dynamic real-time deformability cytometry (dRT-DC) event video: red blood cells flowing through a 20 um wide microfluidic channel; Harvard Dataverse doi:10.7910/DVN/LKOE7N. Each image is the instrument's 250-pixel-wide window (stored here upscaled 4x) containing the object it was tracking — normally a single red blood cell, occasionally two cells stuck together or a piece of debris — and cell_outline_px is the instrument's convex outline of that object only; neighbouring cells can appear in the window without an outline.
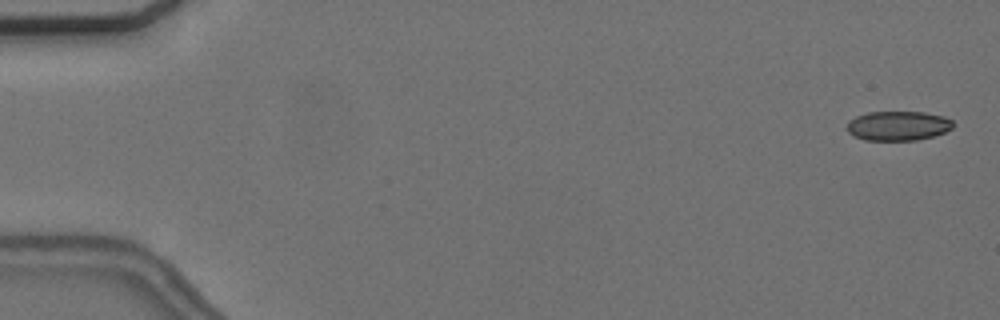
{"species": "common noctule bat (a hibernating species)", "species_latin": "Nyctalus noctula", "temperature_condition": "cold", "stored_images_in_passage": 6, "segment_of_instrument_passage": [2, 2], "camera_frame_rate_fps": 3000, "um_per_image_px": 0.085, "animal": {"sex": "female", "body_mass_g": 24.6, "forearm_length_mm": 56.2}, "frame": {"image": 1, "passage_image": 6, "time_ms": 6.0, "image_size_px": [1000, 320], "cell_outline_px": [[956, 124], [952, 128], [944, 132], [932, 136], [916, 140], [864, 140], [852, 136], [848, 132], [848, 120], [856, 116], [868, 112], [924, 112], [944, 116], [952, 120]], "centroid_in_image_um": [76.34, 10.69], "position_along_channel_um": 8.7, "area_um2": 18.32}}